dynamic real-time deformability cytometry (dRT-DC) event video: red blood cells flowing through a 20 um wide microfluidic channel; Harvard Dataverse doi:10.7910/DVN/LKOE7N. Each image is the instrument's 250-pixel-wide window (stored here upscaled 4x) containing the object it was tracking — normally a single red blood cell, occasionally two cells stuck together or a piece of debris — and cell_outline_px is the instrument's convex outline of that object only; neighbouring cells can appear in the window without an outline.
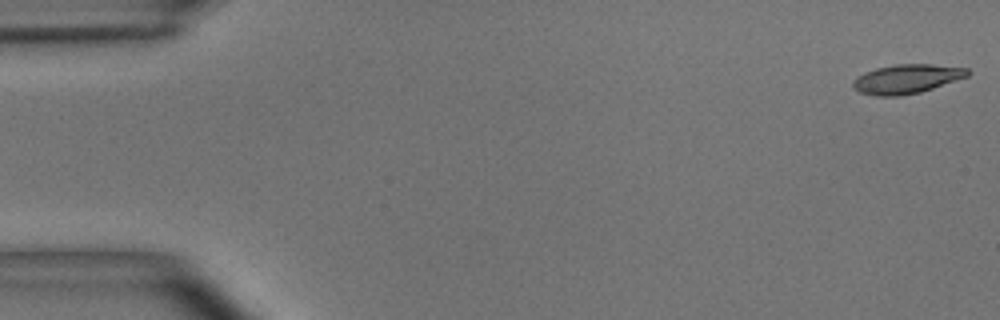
{"species": "common noctule bat (a hibernating species)", "species_latin": "Nyctalus noctula", "temperature_condition": "room temperature", "stored_images_in_passage": 5, "segment_of_instrument_passage": [2, 2], "camera_frame_rate_fps": 3000, "um_per_image_px": 0.085, "animal": {"sex": "male", "body_mass_g": 15.6}, "frame": {"image": 1, "passage_image": 5, "time_ms": 1.333, "image_size_px": [1000, 320], "cell_outline_px": [[972, 72], [968, 76], [920, 92], [900, 96], [876, 96], [860, 92], [852, 88], [852, 80], [856, 76], [864, 72], [876, 68], [896, 64], [932, 64], [968, 68]], "centroid_in_image_um": [77.04, 6.7], "position_along_channel_um": 8.0, "area_um2": 19.59}}